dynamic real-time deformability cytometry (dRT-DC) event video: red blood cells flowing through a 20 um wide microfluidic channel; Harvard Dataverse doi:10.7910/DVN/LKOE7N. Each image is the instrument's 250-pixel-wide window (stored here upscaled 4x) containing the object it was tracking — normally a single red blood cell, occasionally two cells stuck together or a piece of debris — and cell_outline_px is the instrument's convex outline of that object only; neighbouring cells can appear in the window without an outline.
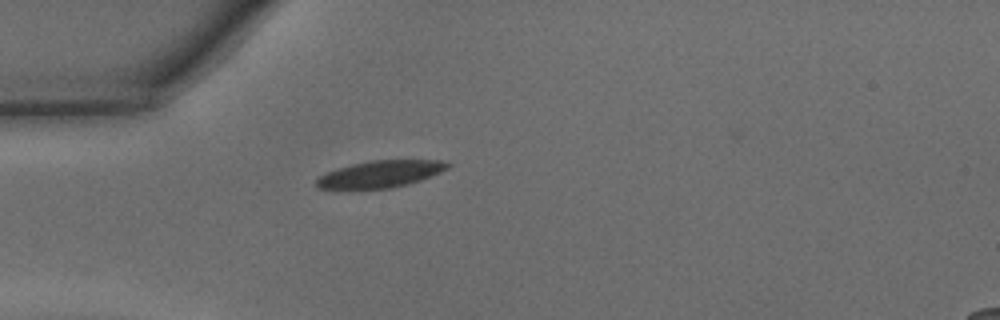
{"species": "common noctule bat (a hibernating species)", "species_latin": "Nyctalus noctula", "temperature_condition": "warm", "stored_images_in_passage": 34, "camera_frame_rate_fps": 3000, "um_per_image_px": 0.085, "animal": {"sex": "male", "body_mass_g": 15.6}, "frame": {"image": 1, "passage_image": 1, "time_ms": 0.0, "image_size_px": [1000, 320], "cell_outline_px": [[452, 164], [448, 168], [440, 172], [420, 180], [408, 184], [392, 188], [316, 188], [316, 180], [320, 176], [328, 172], [352, 164], [372, 160], [444, 160]], "centroid_in_image_um": [32.39, 14.78], "position_along_channel_um": 52.6, "area_um2": 20.23}}
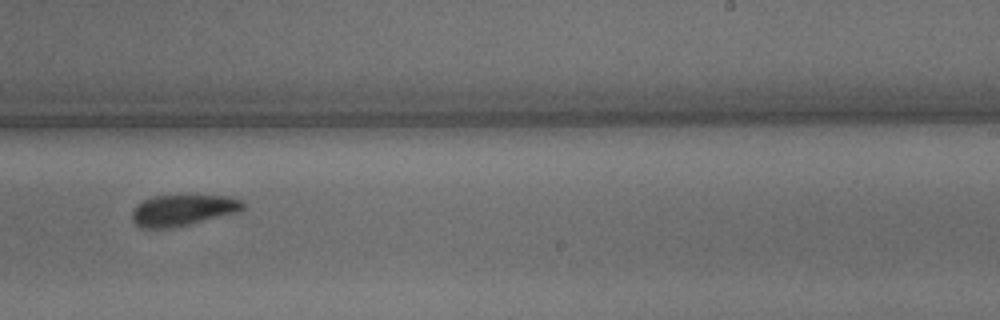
{"frame": {"image": 2, "passage_image": 17, "time_ms": 5.333, "image_size_px": [1000, 320], "cell_outline_px": [[244, 208], [240, 212], [172, 228], [140, 228], [132, 220], [132, 212], [144, 200], [152, 196], [228, 196], [240, 200], [244, 204]], "centroid_in_image_um": [15.55, 17.88], "position_along_channel_um": 273.4, "area_um2": 19.88}}
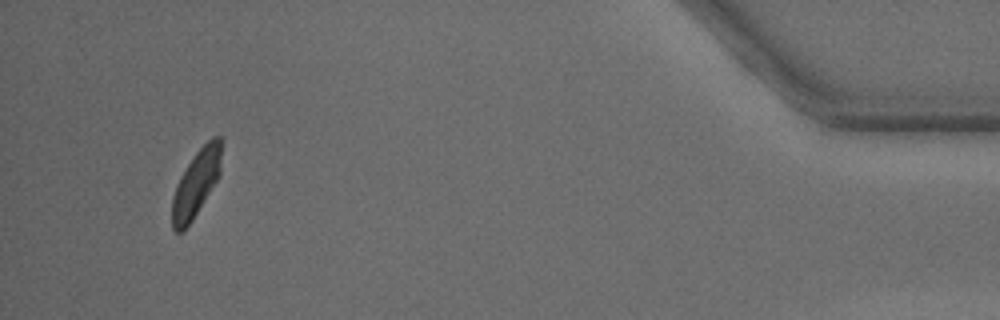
{"frame": {"image": 3, "passage_image": 32, "time_ms": 10.333, "image_size_px": [1000, 320], "cell_outline_px": [[220, 176], [192, 220], [184, 232], [176, 232], [172, 228], [172, 196], [176, 184], [180, 176], [196, 152], [212, 136], [220, 136]], "centroid_in_image_um": [16.64, 15.63], "position_along_channel_um": 418.6, "area_um2": 19.02}, "authors_computed_cell_mechanics": {"area_um2": 20.3745, "velocity_mm_per_s": 4.3151, "shape_relaxation_time_tau1_ms": 1.9493, "shape_relaxation_time_tau2_ms": 4.6959, "deformation_change_tau1": 0.114, "deformation_change_tau2": 0.1272}}